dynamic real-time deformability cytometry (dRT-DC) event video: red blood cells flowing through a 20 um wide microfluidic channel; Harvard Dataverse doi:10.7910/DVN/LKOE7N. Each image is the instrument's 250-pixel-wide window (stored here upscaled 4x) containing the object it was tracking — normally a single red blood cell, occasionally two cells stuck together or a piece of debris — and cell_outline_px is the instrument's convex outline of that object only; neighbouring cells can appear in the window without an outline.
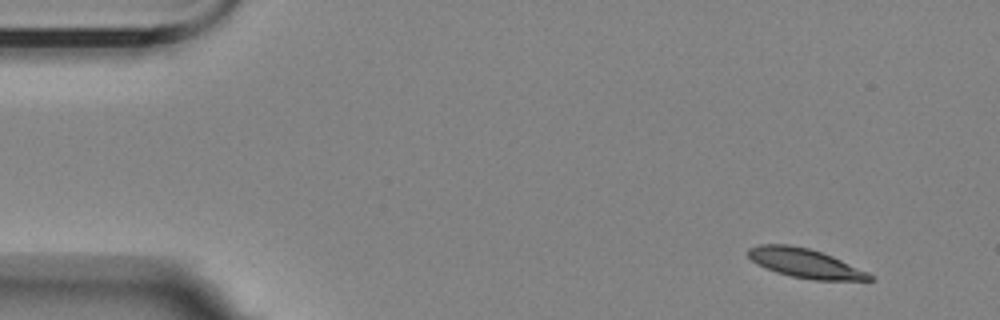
{"species": "Egyptian fruit bat (a non-hibernating species)", "species_latin": "Rousettus aegyptiacus", "temperature_condition": "room temperature", "stored_images_in_passage": 8, "camera_frame_rate_fps": 3000, "um_per_image_px": 0.085, "animal": {"sex": "female"}, "frame": {"image": 1, "passage_image": 1, "time_ms": 0.0, "image_size_px": [1000, 320], "cell_outline_px": [[876, 280], [812, 280], [792, 276], [776, 272], [756, 264], [748, 256], [748, 248], [760, 244], [788, 244], [808, 248], [832, 256], [868, 272]], "centroid_in_image_um": [68.41, 22.37], "position_along_channel_um": 16.6, "area_um2": 20.52}}
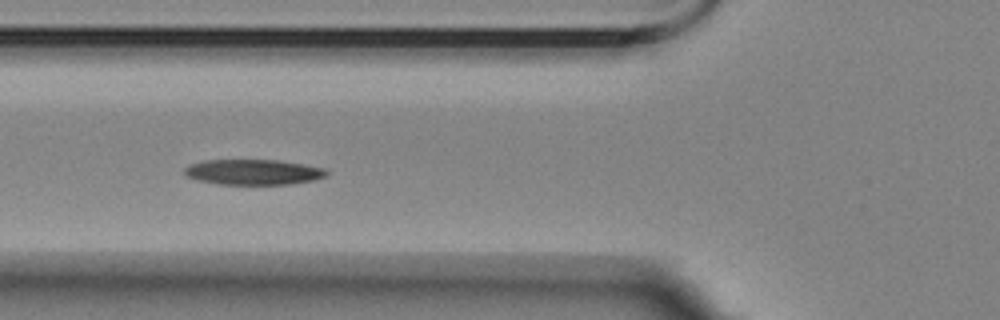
{"frame": {"image": 2, "passage_image": 5, "time_ms": 5.333, "image_size_px": [1000, 320], "cell_outline_px": [[328, 176], [312, 180], [288, 184], [220, 184], [196, 180], [184, 176], [184, 168], [188, 164], [204, 160], [276, 160], [324, 168], [328, 172]], "centroid_in_image_um": [21.46, 14.62], "position_along_channel_um": 104.3, "area_um2": 20.98}}
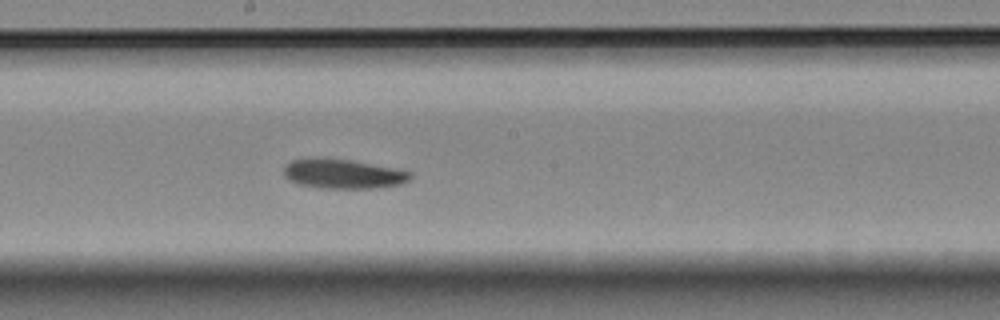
{"frame": {"image": 3, "passage_image": 8, "time_ms": 8.667, "image_size_px": [1000, 320], "cell_outline_px": [[412, 176], [408, 180], [400, 184], [376, 188], [316, 188], [300, 184], [288, 180], [284, 176], [284, 168], [292, 160], [348, 160], [396, 168], [412, 172]], "centroid_in_image_um": [29.21, 14.82], "position_along_channel_um": 219.0, "area_um2": 21.1}}